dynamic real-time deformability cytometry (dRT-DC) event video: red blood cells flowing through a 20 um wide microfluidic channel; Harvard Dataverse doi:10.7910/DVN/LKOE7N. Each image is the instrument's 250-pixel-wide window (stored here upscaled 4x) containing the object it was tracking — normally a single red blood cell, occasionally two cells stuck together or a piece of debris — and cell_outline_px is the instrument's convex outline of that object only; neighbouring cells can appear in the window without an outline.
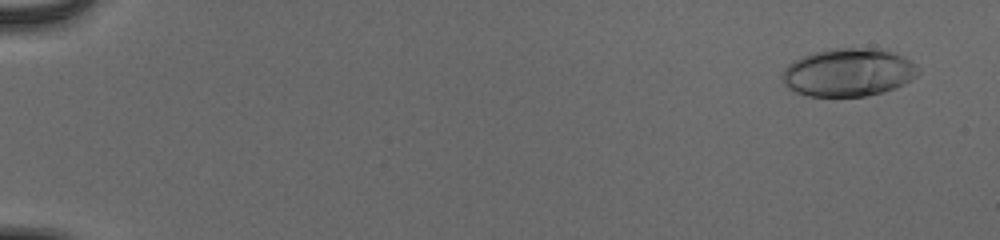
{"species": "human", "species_latin": "Homo sapiens", "temperature_condition": "cold", "stored_images_in_passage": 55, "camera_frame_rate_fps": 3000, "um_per_image_px": 0.085, "donor": {"sex": "male"}, "frame": {"image": 1, "passage_image": 4, "time_ms": 1.0, "image_size_px": [1000, 240], "cell_outline_px": [[920, 72], [912, 80], [896, 88], [884, 92], [864, 96], [808, 96], [792, 92], [784, 84], [780, 76], [784, 68], [792, 60], [812, 52], [832, 48], [864, 48], [896, 52], [916, 64], [920, 68]], "centroid_in_image_um": [72.09, 6.16], "position_along_channel_um": 12.9, "area_um2": 38.55}}
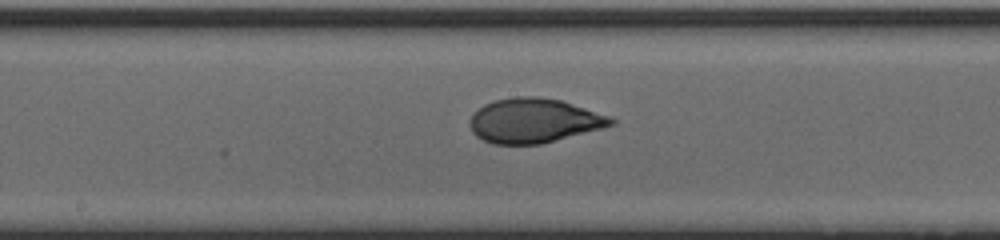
{"frame": {"image": 2, "passage_image": 32, "time_ms": 10.333, "image_size_px": [1000, 240], "cell_outline_px": [[616, 124], [604, 128], [540, 144], [492, 144], [476, 136], [472, 132], [468, 124], [468, 120], [472, 112], [484, 104], [492, 100], [516, 96], [536, 96], [560, 100], [612, 116], [616, 120]], "centroid_in_image_um": [45.37, 10.25], "position_along_channel_um": 202.8, "area_um2": 37.05}}
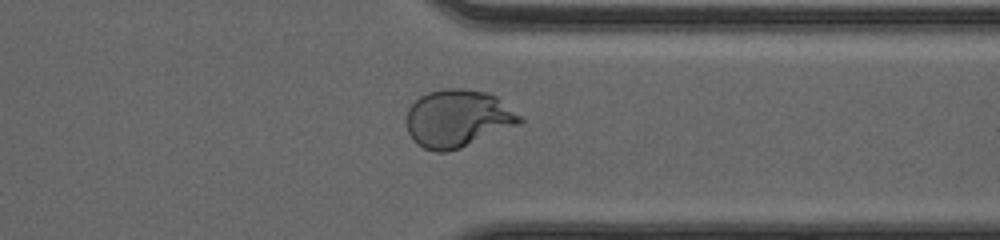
{"frame": {"image": 3, "passage_image": 45, "time_ms": 14.667, "image_size_px": [1000, 240], "cell_outline_px": [[524, 120], [520, 124], [460, 148], [448, 152], [436, 152], [424, 148], [416, 144], [412, 140], [408, 132], [408, 108], [420, 96], [428, 92], [444, 88], [460, 88], [488, 92], [496, 96], [520, 116]], "centroid_in_image_um": [38.9, 10.07], "position_along_channel_um": 372.5, "area_um2": 37.86}, "authors_computed_cell_mechanics": {"area_um2": 36.5874, "velocity_mm_per_s": 3.9129, "shape_relaxation_time_tau1_ms": 7.8231, "shape_relaxation_time_tau2_ms": null, "deformation_change_tau1": 0.2744, "deformation_change_tau2": null}}